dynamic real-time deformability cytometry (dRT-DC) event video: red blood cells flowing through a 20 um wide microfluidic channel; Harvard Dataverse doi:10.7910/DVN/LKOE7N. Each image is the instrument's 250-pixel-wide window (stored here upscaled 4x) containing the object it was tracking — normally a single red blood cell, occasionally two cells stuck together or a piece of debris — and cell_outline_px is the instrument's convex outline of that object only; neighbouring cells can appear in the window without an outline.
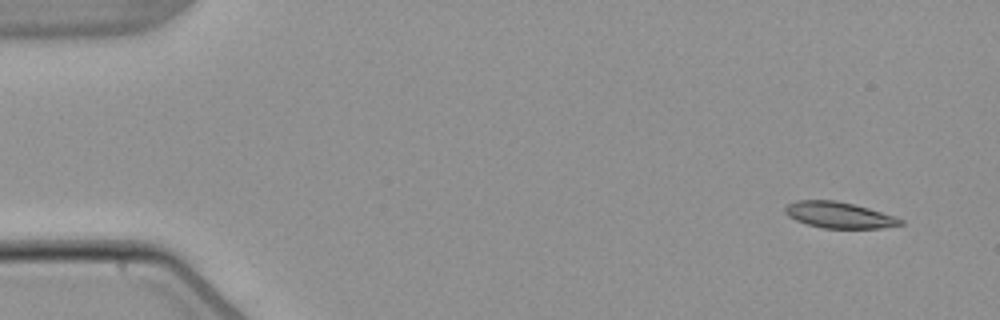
{"species": "common noctule bat (a hibernating species)", "species_latin": "Nyctalus noctula", "temperature_condition": "warm", "stored_images_in_passage": 4, "camera_frame_rate_fps": 3000, "um_per_image_px": 0.085, "animal": {"sex": "male", "body_mass_g": 21.5, "forearm_length_mm": 52.0}, "frame": {"image": 1, "passage_image": 1, "time_ms": 0.0, "image_size_px": [1000, 320], "cell_outline_px": [[904, 224], [880, 228], [824, 228], [808, 224], [796, 220], [788, 216], [784, 212], [784, 208], [788, 204], [796, 200], [836, 200], [868, 208], [904, 220]], "centroid_in_image_um": [71.28, 18.27], "position_along_channel_um": 13.7, "area_um2": 17.34}}
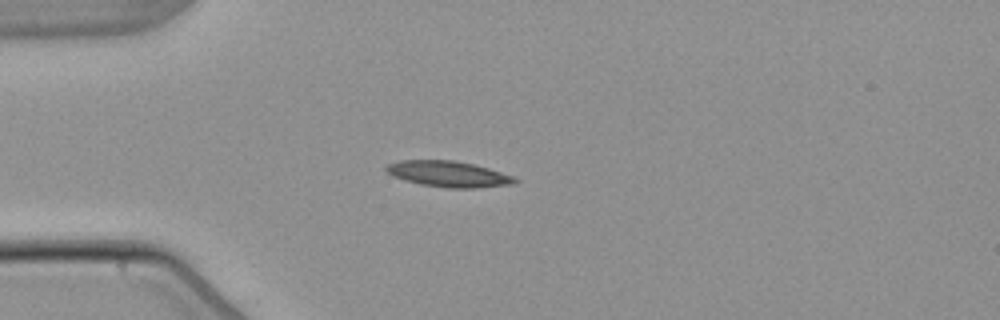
{"frame": {"image": 2, "passage_image": 4, "time_ms": 3.667, "image_size_px": [1000, 320], "cell_outline_px": [[520, 180], [516, 184], [476, 188], [448, 188], [420, 184], [404, 180], [392, 176], [384, 168], [388, 164], [400, 160], [452, 160], [472, 164], [488, 168], [512, 176]], "centroid_in_image_um": [38.12, 14.8], "position_along_channel_um": 46.9, "area_um2": 19.42}}